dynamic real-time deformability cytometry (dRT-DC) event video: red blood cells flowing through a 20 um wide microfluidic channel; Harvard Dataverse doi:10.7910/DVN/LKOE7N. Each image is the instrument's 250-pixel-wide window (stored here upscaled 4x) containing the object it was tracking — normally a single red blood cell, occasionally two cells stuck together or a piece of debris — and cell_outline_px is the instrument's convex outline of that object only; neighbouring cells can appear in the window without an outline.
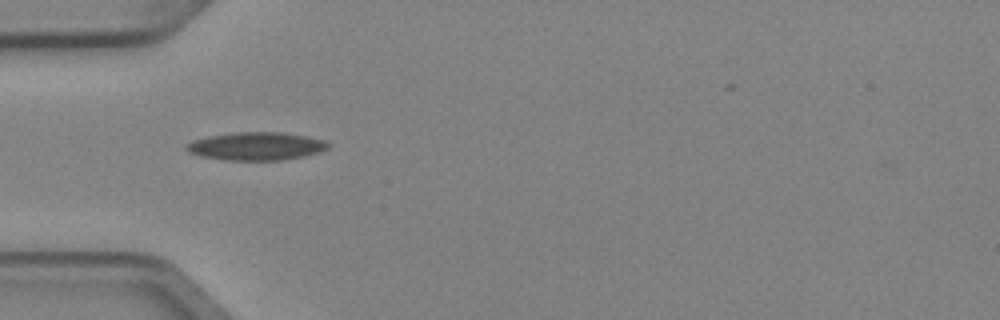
{"species": "Egyptian fruit bat (a non-hibernating species)", "species_latin": "Rousettus aegyptiacus", "temperature_condition": "cold", "stored_images_in_passage": 5, "camera_frame_rate_fps": 3000, "um_per_image_px": 0.085, "animal": {"sex": "female"}, "frame": {"image": 1, "passage_image": 2, "time_ms": 0.333, "image_size_px": [1000, 320], "cell_outline_px": [[332, 144], [328, 148], [304, 156], [280, 160], [228, 160], [200, 156], [188, 152], [184, 148], [192, 140], [208, 136], [236, 132], [280, 132], [308, 136], [324, 140]], "centroid_in_image_um": [21.77, 12.42], "position_along_channel_um": 63.2, "area_um2": 23.12}}
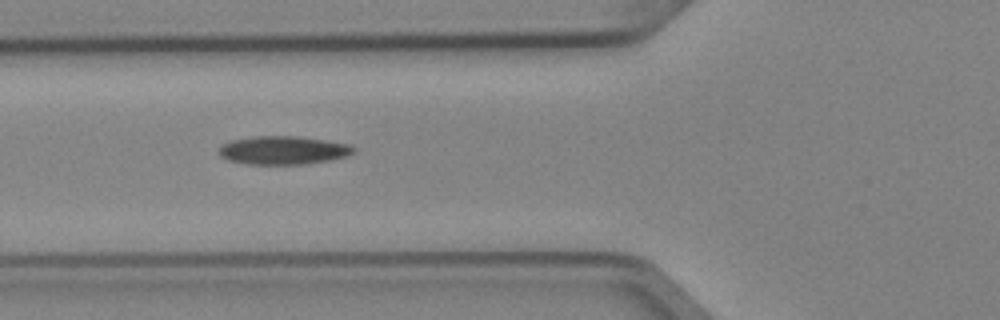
{"frame": {"image": 2, "passage_image": 3, "time_ms": 0.667, "image_size_px": [1000, 320], "cell_outline_px": [[356, 152], [348, 156], [328, 160], [304, 164], [248, 164], [228, 160], [220, 156], [220, 144], [232, 140], [252, 136], [296, 136], [352, 144], [356, 148]], "centroid_in_image_um": [24.1, 12.76], "position_along_channel_um": 101.7, "area_um2": 22.37}}